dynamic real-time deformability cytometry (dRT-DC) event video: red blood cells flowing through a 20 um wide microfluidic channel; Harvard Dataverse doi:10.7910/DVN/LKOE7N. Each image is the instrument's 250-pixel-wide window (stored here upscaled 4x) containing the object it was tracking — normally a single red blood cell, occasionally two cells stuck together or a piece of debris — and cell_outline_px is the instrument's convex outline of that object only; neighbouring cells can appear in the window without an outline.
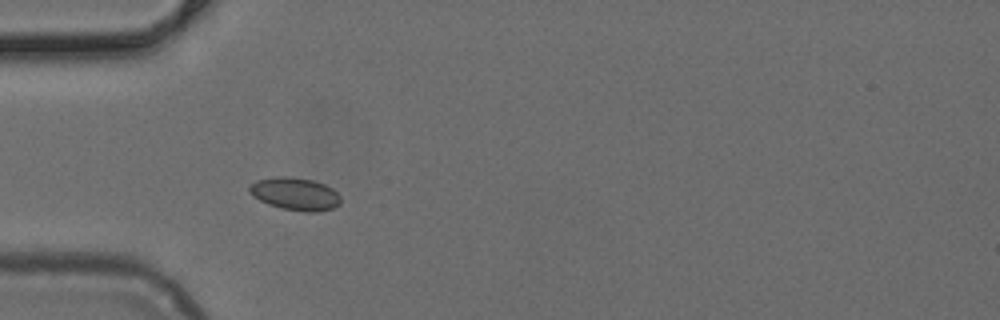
{"species": "common noctule bat (a hibernating species)", "species_latin": "Nyctalus noctula", "temperature_condition": "cold", "stored_images_in_passage": 36, "camera_frame_rate_fps": 3000, "um_per_image_px": 0.085, "animal": {"sex": "female", "body_mass_g": 24.6, "forearm_length_mm": 56.2}, "frame": {"image": 1, "passage_image": 1, "time_ms": 0.0, "image_size_px": [1000, 320], "cell_outline_px": [[340, 204], [336, 208], [320, 212], [304, 212], [280, 208], [268, 204], [252, 196], [248, 192], [248, 188], [256, 180], [280, 176], [288, 176], [312, 180], [324, 184], [332, 188], [340, 196]], "centroid_in_image_um": [25.1, 16.5], "position_along_channel_um": 59.9, "area_um2": 17.57}}
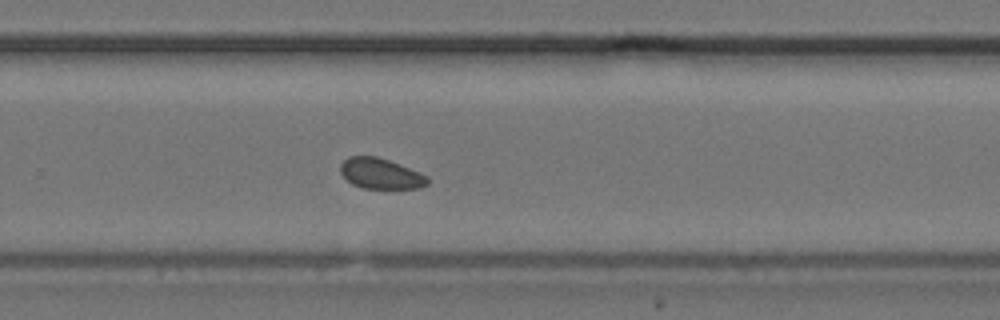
{"frame": {"image": 2, "passage_image": 19, "time_ms": 6.0, "image_size_px": [1000, 320], "cell_outline_px": [[428, 184], [420, 188], [364, 188], [352, 184], [340, 172], [340, 164], [348, 156], [376, 156], [400, 164], [420, 172], [428, 176]], "centroid_in_image_um": [32.36, 14.75], "position_along_channel_um": 297.4, "area_um2": 15.49}}
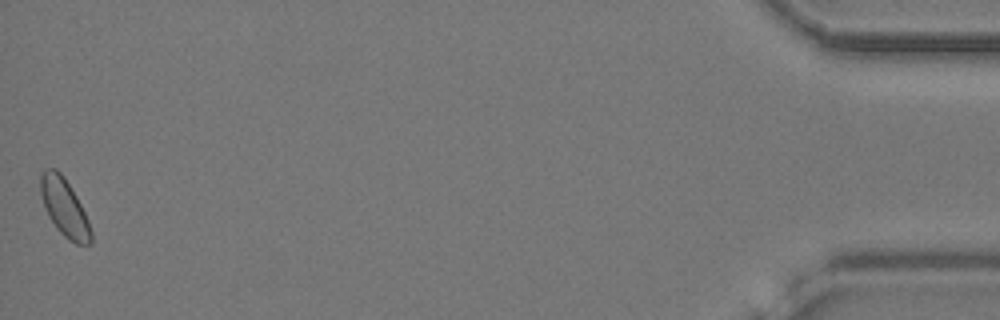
{"frame": {"image": 3, "passage_image": 36, "time_ms": 11.667, "image_size_px": [1000, 320], "cell_outline_px": [[92, 244], [76, 244], [68, 240], [56, 228], [48, 216], [40, 192], [40, 172], [44, 168], [56, 168], [64, 176], [76, 196], [88, 220], [92, 232]], "centroid_in_image_um": [5.46, 17.62], "position_along_channel_um": 429.7, "area_um2": 16.99}}